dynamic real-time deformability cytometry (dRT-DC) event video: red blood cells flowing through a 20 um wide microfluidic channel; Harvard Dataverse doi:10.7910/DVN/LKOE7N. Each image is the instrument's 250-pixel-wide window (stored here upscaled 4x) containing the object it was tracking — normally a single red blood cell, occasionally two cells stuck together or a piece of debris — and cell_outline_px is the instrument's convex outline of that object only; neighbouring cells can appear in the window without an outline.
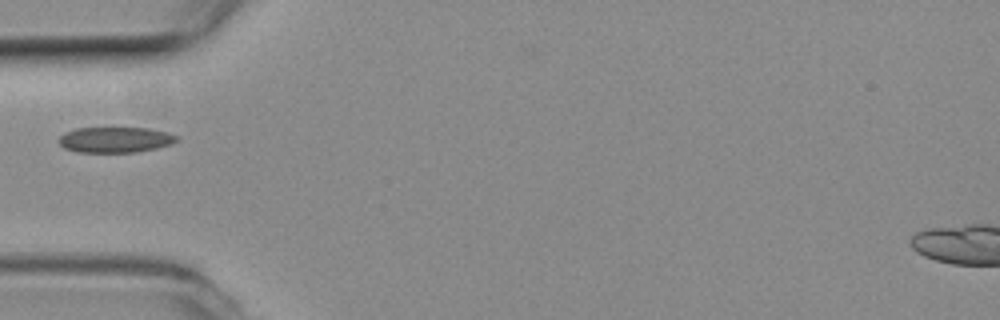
{"species": "common noctule bat (a hibernating species)", "species_latin": "Nyctalus noctula", "temperature_condition": "room temperature", "stored_images_in_passage": 2, "camera_frame_rate_fps": 3000, "um_per_image_px": 0.085, "animal": {"sex": "female", "body_mass_g": 19.3, "forearm_length_mm": 54.1}, "frame": {"image": 1, "passage_image": 1, "time_ms": 0.0, "image_size_px": [1000, 320], "cell_outline_px": [[176, 140], [172, 144], [156, 148], [136, 152], [76, 152], [64, 148], [60, 144], [60, 136], [64, 132], [76, 128], [148, 128], [168, 132], [176, 136]], "centroid_in_image_um": [9.78, 11.88], "position_along_channel_um": 75.2, "area_um2": 17.51}}
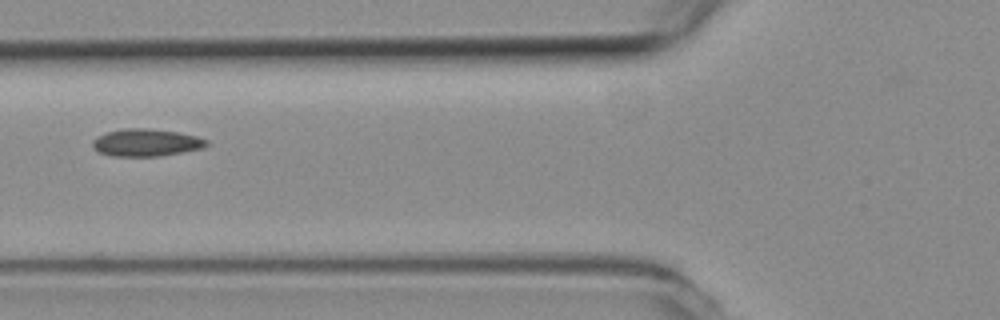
{"frame": {"image": 2, "passage_image": 2, "time_ms": 0.333, "image_size_px": [1000, 320], "cell_outline_px": [[208, 144], [204, 148], [160, 156], [112, 156], [100, 152], [92, 148], [92, 140], [96, 136], [108, 132], [124, 128], [148, 128], [176, 132], [196, 136], [208, 140]], "centroid_in_image_um": [12.41, 12.12], "position_along_channel_um": 113.4, "area_um2": 18.21}}